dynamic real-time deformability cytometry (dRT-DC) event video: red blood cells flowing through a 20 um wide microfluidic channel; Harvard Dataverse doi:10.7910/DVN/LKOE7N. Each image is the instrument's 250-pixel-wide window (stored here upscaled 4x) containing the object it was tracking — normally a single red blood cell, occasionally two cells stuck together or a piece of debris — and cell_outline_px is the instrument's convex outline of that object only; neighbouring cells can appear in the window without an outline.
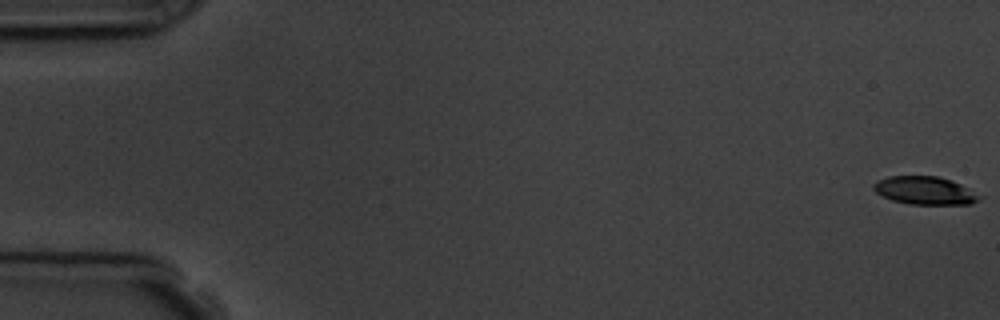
{"species": "common noctule bat (a hibernating species)", "species_latin": "Nyctalus noctula", "temperature_condition": "room temperature", "stored_images_in_passage": 8, "camera_frame_rate_fps": 3000, "um_per_image_px": 0.085, "animal": {"sex": "male", "body_mass_g": 19.5, "forearm_length_mm": 54.6}, "frame": {"image": 1, "passage_image": 1, "time_ms": 0.0, "image_size_px": [1000, 320], "cell_outline_px": [[984, 196], [980, 200], [972, 204], [908, 204], [892, 200], [880, 196], [872, 188], [872, 184], [876, 180], [888, 176], [936, 176], [952, 180]], "centroid_in_image_um": [78.6, 16.2], "position_along_channel_um": 6.4, "area_um2": 17.57}}
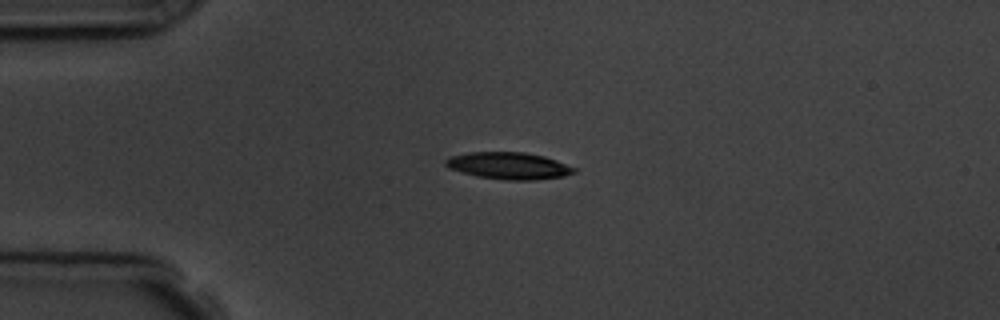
{"frame": {"image": 2, "passage_image": 5, "time_ms": 4.333, "image_size_px": [1000, 320], "cell_outline_px": [[576, 172], [564, 176], [536, 180], [504, 180], [476, 176], [448, 168], [444, 164], [444, 160], [452, 156], [468, 152], [524, 152], [544, 156], [556, 160], [576, 168]], "centroid_in_image_um": [43.24, 14.09], "position_along_channel_um": 41.8, "area_um2": 20.23}}